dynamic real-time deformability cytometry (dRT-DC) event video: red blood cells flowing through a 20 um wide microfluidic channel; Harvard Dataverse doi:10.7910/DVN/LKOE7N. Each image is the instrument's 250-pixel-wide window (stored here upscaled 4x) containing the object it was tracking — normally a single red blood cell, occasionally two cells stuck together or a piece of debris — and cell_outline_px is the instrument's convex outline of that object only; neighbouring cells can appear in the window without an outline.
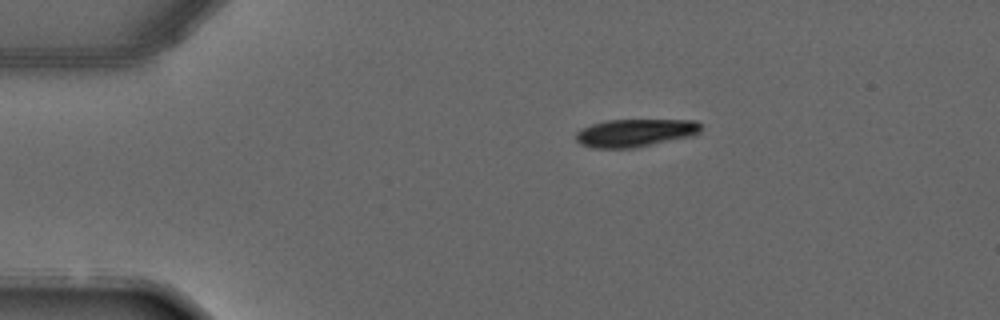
{"species": "common noctule bat (a hibernating species)", "species_latin": "Nyctalus noctula", "temperature_condition": "warm", "stored_images_in_passage": 3, "segment_of_instrument_passage": [1, 2], "camera_frame_rate_fps": 3000, "um_per_image_px": 0.085, "animal": {"sex": "male", "forearm_length_mm": 52.5}, "frame": {"image": 1, "passage_image": 1, "time_ms": 0.0, "image_size_px": [1000, 320], "cell_outline_px": [[700, 132], [692, 136], [636, 148], [592, 148], [580, 144], [576, 140], [576, 132], [592, 124], [604, 120], [696, 120], [700, 124]], "centroid_in_image_um": [53.99, 11.3], "position_along_channel_um": 31.0, "area_um2": 20.35}}